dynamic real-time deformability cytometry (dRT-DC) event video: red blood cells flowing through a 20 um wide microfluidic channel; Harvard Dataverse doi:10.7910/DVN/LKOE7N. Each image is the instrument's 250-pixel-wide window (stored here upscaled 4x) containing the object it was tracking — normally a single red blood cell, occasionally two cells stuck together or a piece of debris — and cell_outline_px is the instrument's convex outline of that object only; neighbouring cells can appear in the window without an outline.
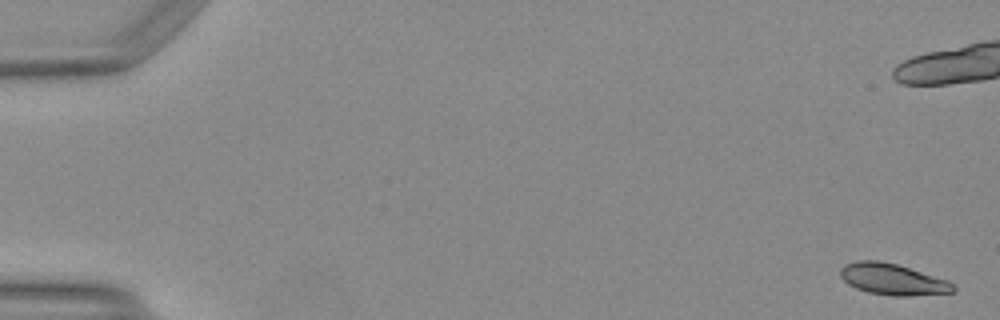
{"species": "Egyptian fruit bat (a non-hibernating species)", "species_latin": "Rousettus aegyptiacus", "temperature_condition": "warm", "stored_images_in_passage": 51, "camera_frame_rate_fps": 3000, "um_per_image_px": 0.085, "animal": {"sex": "female"}, "frame": {"image": 1, "passage_image": 1, "time_ms": 0.0, "image_size_px": [1000, 320], "cell_outline_px": [[956, 292], [908, 296], [892, 296], [868, 292], [856, 288], [848, 284], [840, 276], [840, 268], [844, 264], [856, 260], [880, 260], [896, 264], [948, 280], [956, 288]], "centroid_in_image_um": [75.86, 23.74], "position_along_channel_um": 9.1, "area_um2": 20.63}, "authors_computed_cell_mechanics": {"area_um2": 21.9062, "velocity_mm_per_s": 4.147, "shape_relaxation_time_tau1_ms": 8.9249, "shape_relaxation_time_tau2_ms": 6.1687, "deformation_change_tau1": 0.224, "deformation_change_tau2": 0.1099}}